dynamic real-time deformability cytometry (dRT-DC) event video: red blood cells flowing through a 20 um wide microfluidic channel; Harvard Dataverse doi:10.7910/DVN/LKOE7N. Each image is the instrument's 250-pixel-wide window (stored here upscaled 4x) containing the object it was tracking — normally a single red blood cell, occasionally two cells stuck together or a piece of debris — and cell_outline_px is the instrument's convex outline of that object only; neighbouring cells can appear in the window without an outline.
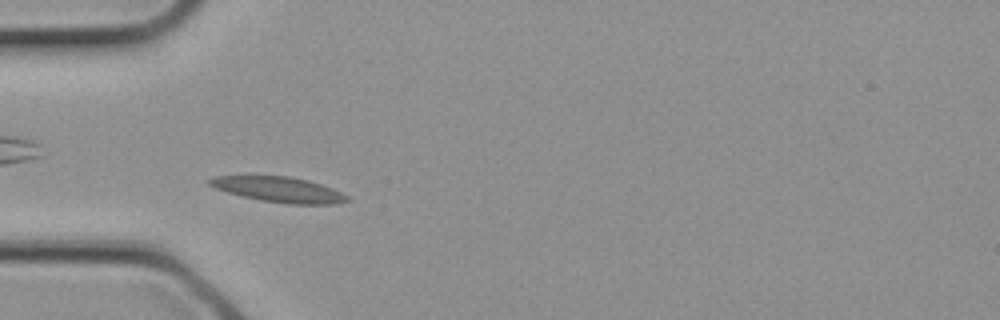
{"species": "common noctule bat (a hibernating species)", "species_latin": "Nyctalus noctula", "temperature_condition": "cold", "stored_images_in_passage": 2, "camera_frame_rate_fps": 3000, "um_per_image_px": 0.085, "animal": {"sex": "female", "body_mass_g": 21.9}, "frame": {"image": 1, "passage_image": 2, "time_ms": 0.333, "image_size_px": [1000, 320], "cell_outline_px": [[352, 200], [332, 204], [288, 204], [260, 200], [228, 192], [216, 188], [208, 184], [208, 180], [216, 176], [288, 176], [308, 180], [332, 188], [348, 196]], "centroid_in_image_um": [23.74, 16.11], "position_along_channel_um": 61.3, "area_um2": 20.06}}